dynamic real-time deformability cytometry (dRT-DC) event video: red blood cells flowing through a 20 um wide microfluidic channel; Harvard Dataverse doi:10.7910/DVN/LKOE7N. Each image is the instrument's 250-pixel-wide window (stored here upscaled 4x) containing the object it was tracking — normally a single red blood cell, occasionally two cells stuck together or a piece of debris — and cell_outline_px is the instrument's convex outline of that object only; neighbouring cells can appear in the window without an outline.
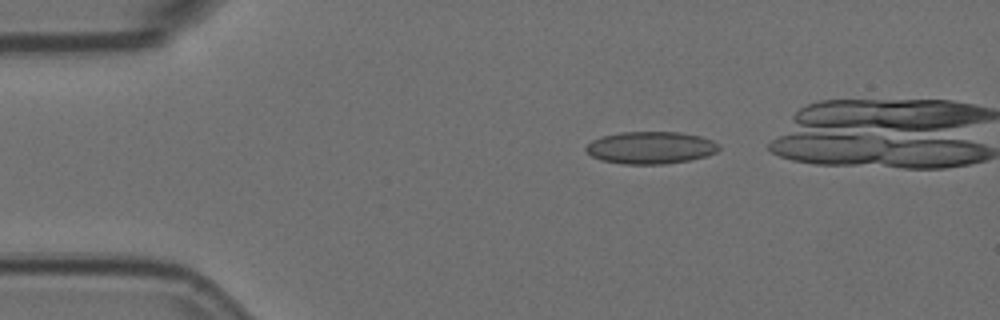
{"species": "Egyptian fruit bat (a non-hibernating species)", "species_latin": "Rousettus aegyptiacus", "temperature_condition": "room temperature", "stored_images_in_passage": 7, "camera_frame_rate_fps": 3000, "um_per_image_px": 0.085, "animal": {"sex": "female"}, "frame": {"image": 1, "passage_image": 2, "time_ms": 0.333, "image_size_px": [1000, 320], "cell_outline_px": [[720, 148], [716, 152], [704, 156], [688, 160], [664, 164], [624, 164], [600, 160], [592, 156], [584, 148], [592, 140], [600, 136], [620, 132], [680, 132], [700, 136], [712, 140], [720, 144]], "centroid_in_image_um": [55.29, 12.54], "position_along_channel_um": 29.7, "area_um2": 25.03}}
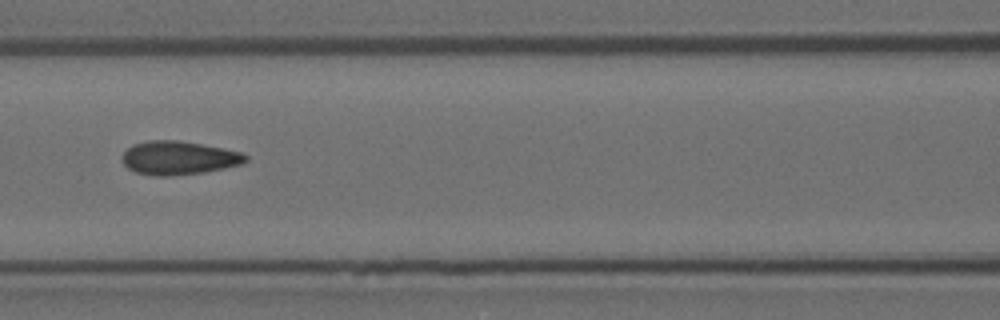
{"frame": {"image": 2, "passage_image": 6, "time_ms": 1.667, "image_size_px": [1000, 320], "cell_outline_px": [[248, 160], [244, 164], [204, 172], [168, 176], [156, 176], [136, 172], [128, 168], [124, 164], [120, 156], [132, 144], [148, 140], [176, 140], [224, 148], [240, 152], [248, 156]], "centroid_in_image_um": [15.18, 13.42], "position_along_channel_um": 151.4, "area_um2": 24.22}}
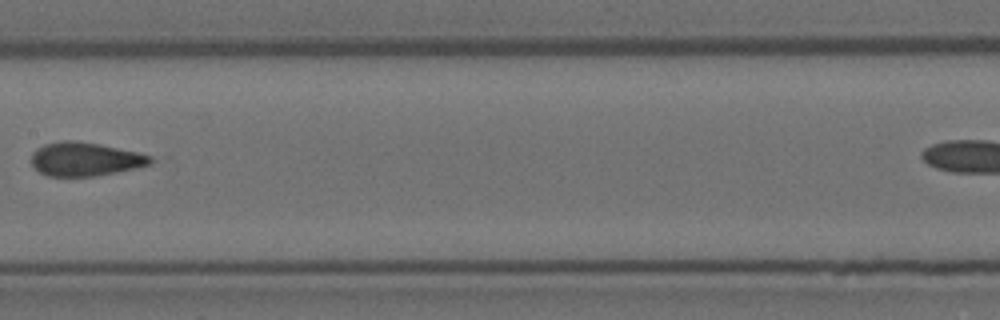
{"frame": {"image": 3, "passage_image": 7, "time_ms": 2.0, "image_size_px": [1000, 320], "cell_outline_px": [[152, 164], [136, 168], [96, 176], [48, 176], [40, 172], [32, 164], [32, 152], [36, 148], [44, 144], [60, 140], [72, 140], [100, 144], [136, 152], [152, 156]], "centroid_in_image_um": [7.22, 13.52], "position_along_channel_um": 200.2, "area_um2": 23.35}}